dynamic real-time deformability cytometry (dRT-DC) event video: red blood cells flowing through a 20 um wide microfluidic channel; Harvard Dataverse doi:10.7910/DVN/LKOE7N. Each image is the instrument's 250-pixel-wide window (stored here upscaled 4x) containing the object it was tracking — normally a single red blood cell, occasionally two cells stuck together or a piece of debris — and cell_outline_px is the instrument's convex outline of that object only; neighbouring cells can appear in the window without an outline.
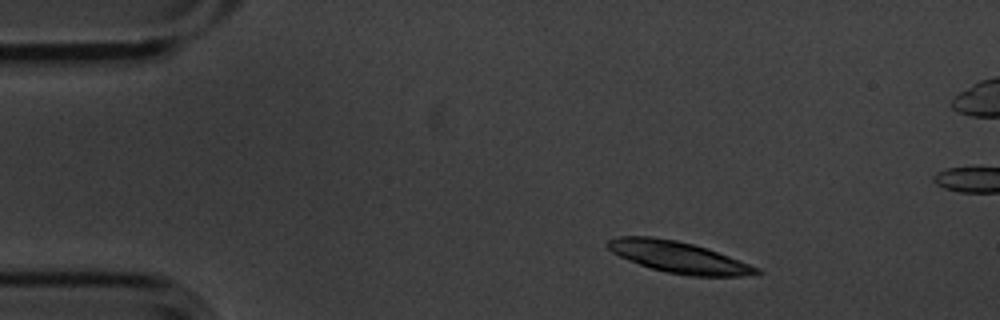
{"species": "common noctule bat (a hibernating species)", "species_latin": "Nyctalus noctula", "temperature_condition": "cold", "stored_images_in_passage": 4, "camera_frame_rate_fps": 3000, "um_per_image_px": 0.085, "animal": {"sex": "male", "body_mass_g": 20.1, "forearm_length_mm": 53.5}, "frame": {"image": 1, "passage_image": 1, "time_ms": 0.0, "image_size_px": [1000, 320], "cell_outline_px": [[764, 272], [744, 276], [688, 276], [668, 272], [652, 268], [628, 260], [612, 252], [604, 244], [608, 240], [620, 236], [652, 236], [676, 240], [692, 244], [740, 260], [760, 268]], "centroid_in_image_um": [57.67, 21.86], "position_along_channel_um": 27.3, "area_um2": 26.99}}